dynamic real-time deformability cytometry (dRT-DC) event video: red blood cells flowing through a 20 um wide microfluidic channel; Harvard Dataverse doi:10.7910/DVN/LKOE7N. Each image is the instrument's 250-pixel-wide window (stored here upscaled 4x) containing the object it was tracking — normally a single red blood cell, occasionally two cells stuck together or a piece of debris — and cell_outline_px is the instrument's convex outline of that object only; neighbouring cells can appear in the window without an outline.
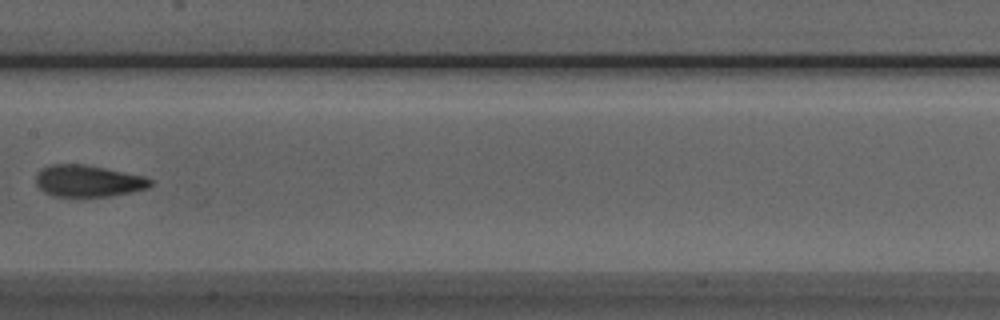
{"species": "Egyptian fruit bat (a non-hibernating species)", "species_latin": "Rousettus aegyptiacus", "temperature_condition": "room temperature", "stored_images_in_passage": 9, "camera_frame_rate_fps": 3000, "um_per_image_px": 0.085, "animal": {"sex": "male"}, "frame": {"image": 1, "passage_image": 8, "time_ms": 8.0, "image_size_px": [1000, 320], "cell_outline_px": [[152, 184], [148, 188], [132, 192], [112, 196], [52, 196], [44, 192], [36, 184], [36, 172], [40, 168], [48, 164], [84, 164], [144, 176], [152, 180]], "centroid_in_image_um": [7.46, 15.38], "position_along_channel_um": 199.9, "area_um2": 21.27}}
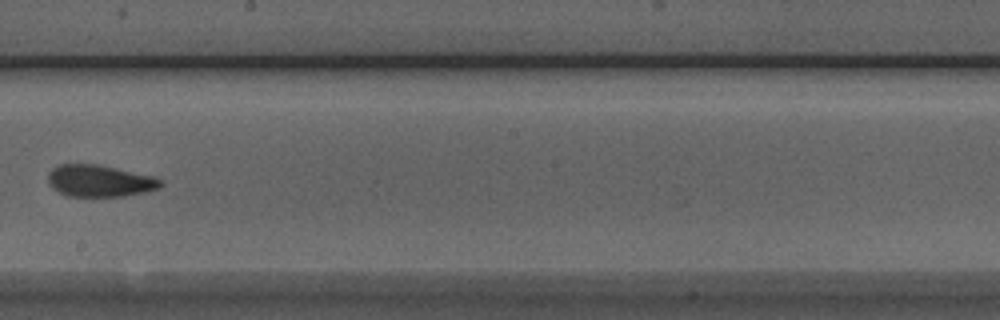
{"frame": {"image": 2, "passage_image": 9, "time_ms": 9.0, "image_size_px": [1000, 320], "cell_outline_px": [[164, 184], [160, 188], [144, 192], [124, 196], [68, 196], [52, 188], [48, 184], [48, 172], [52, 168], [60, 164], [96, 164], [116, 168], [152, 176], [164, 180]], "centroid_in_image_um": [8.47, 15.37], "position_along_channel_um": 239.7, "area_um2": 20.92}}